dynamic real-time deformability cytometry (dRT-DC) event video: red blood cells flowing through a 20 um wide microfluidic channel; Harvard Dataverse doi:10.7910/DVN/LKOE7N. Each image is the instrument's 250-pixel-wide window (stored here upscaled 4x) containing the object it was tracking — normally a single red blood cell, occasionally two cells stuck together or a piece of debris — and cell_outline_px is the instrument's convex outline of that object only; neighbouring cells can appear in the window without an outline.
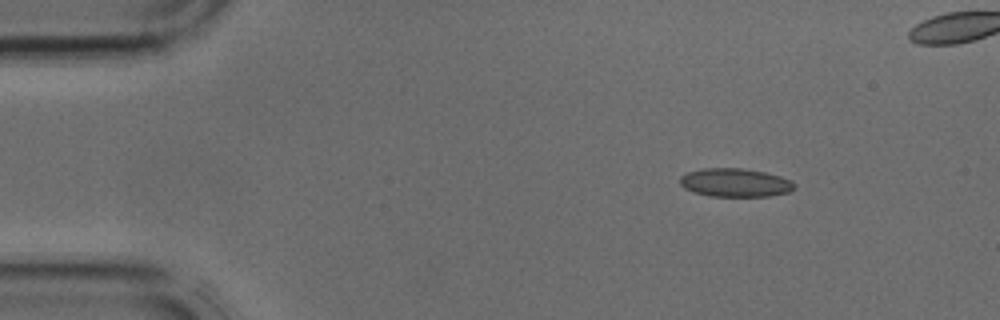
{"species": "common noctule bat (a hibernating species)", "species_latin": "Nyctalus noctula", "temperature_condition": "cold", "stored_images_in_passage": 3, "camera_frame_rate_fps": 3000, "um_per_image_px": 0.085, "animal": {"sex": "male", "body_mass_g": 17.9, "forearm_length_mm": 54.2}, "frame": {"image": 1, "passage_image": 1, "time_ms": 0.0, "image_size_px": [1000, 320], "cell_outline_px": [[796, 184], [788, 192], [772, 196], [708, 196], [684, 188], [680, 184], [680, 176], [688, 172], [704, 168], [744, 168], [764, 172], [780, 176], [792, 180]], "centroid_in_image_um": [62.49, 15.52], "position_along_channel_um": 22.5, "area_um2": 18.96}}